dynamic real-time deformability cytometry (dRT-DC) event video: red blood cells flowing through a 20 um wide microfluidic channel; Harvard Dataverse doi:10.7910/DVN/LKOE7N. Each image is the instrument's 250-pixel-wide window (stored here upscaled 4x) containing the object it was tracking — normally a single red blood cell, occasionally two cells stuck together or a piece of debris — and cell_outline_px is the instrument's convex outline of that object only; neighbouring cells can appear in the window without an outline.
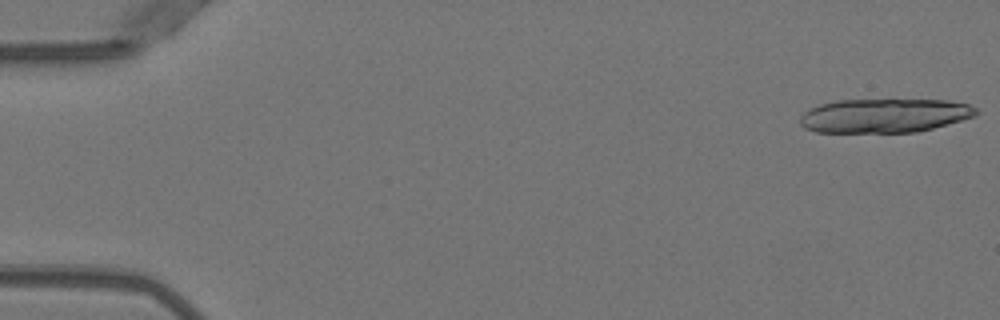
{"species": "Egyptian fruit bat (a non-hibernating species)", "species_latin": "Rousettus aegyptiacus", "temperature_condition": "warm", "stored_images_in_passage": 6, "camera_frame_rate_fps": 3000, "um_per_image_px": 0.085, "animal": {"sex": "female"}, "frame": {"image": 1, "passage_image": 1, "time_ms": 0.0, "image_size_px": [1000, 320], "cell_outline_px": [[980, 112], [976, 116], [932, 128], [916, 132], [816, 132], [804, 128], [800, 124], [800, 116], [804, 112], [820, 104], [840, 100], [948, 100], [968, 104], [976, 108]], "centroid_in_image_um": [75.19, 9.82], "position_along_channel_um": 9.8, "area_um2": 34.8}}